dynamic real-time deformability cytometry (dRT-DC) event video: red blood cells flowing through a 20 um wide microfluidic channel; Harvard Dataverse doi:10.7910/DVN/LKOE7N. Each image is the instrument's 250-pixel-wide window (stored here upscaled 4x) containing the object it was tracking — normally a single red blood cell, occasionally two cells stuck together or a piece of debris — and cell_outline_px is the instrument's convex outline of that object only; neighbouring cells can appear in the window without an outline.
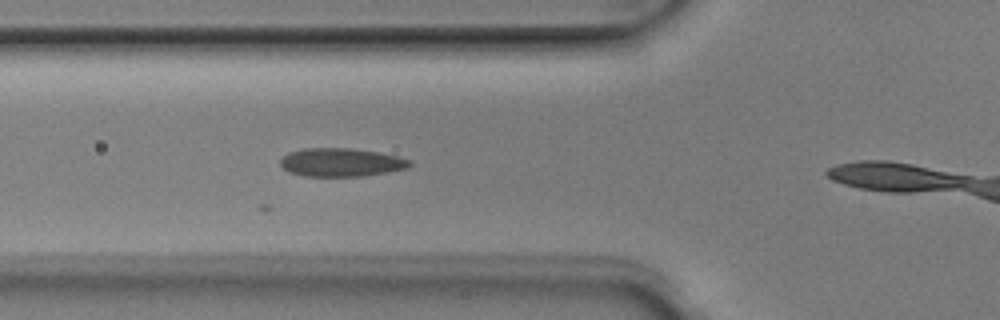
{"species": "Egyptian fruit bat (a non-hibernating species)", "species_latin": "Rousettus aegyptiacus", "temperature_condition": "room temperature", "stored_images_in_passage": 5, "camera_frame_rate_fps": 3000, "um_per_image_px": 0.085, "animal": {"sex": "male"}, "frame": {"image": 1, "passage_image": 4, "time_ms": 1.0, "image_size_px": [1000, 320], "cell_outline_px": [[412, 164], [408, 168], [364, 176], [304, 176], [288, 172], [280, 164], [280, 160], [288, 152], [304, 148], [352, 148], [376, 152], [396, 156], [412, 160]], "centroid_in_image_um": [28.98, 13.8], "position_along_channel_um": 96.8, "area_um2": 21.39}}